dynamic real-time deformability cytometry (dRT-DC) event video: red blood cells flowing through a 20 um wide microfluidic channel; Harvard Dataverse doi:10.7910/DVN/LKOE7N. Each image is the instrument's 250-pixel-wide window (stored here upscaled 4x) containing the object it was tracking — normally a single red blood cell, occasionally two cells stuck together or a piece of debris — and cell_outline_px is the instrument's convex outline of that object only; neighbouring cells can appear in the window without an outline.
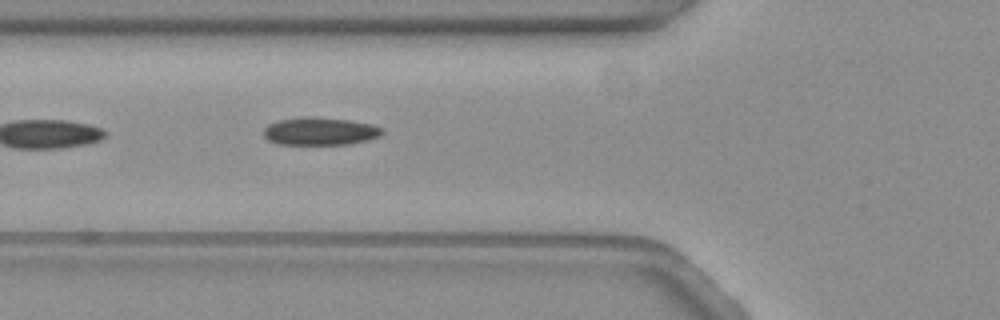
{"species": "common noctule bat (a hibernating species)", "species_latin": "Nyctalus noctula", "temperature_condition": "warm", "stored_images_in_passage": 14, "camera_frame_rate_fps": 3000, "um_per_image_px": 0.085, "animal": {"sex": "female", "body_mass_g": 19.3, "forearm_length_mm": 54.1}, "frame": {"image": 1, "passage_image": 5, "time_ms": 1.333, "image_size_px": [1000, 320], "cell_outline_px": [[384, 132], [380, 136], [348, 144], [280, 144], [268, 140], [264, 136], [264, 128], [268, 124], [280, 120], [304, 116], [312, 116], [348, 120], [372, 124], [380, 128]], "centroid_in_image_um": [27.17, 11.15], "position_along_channel_um": 98.6, "area_um2": 19.02}}